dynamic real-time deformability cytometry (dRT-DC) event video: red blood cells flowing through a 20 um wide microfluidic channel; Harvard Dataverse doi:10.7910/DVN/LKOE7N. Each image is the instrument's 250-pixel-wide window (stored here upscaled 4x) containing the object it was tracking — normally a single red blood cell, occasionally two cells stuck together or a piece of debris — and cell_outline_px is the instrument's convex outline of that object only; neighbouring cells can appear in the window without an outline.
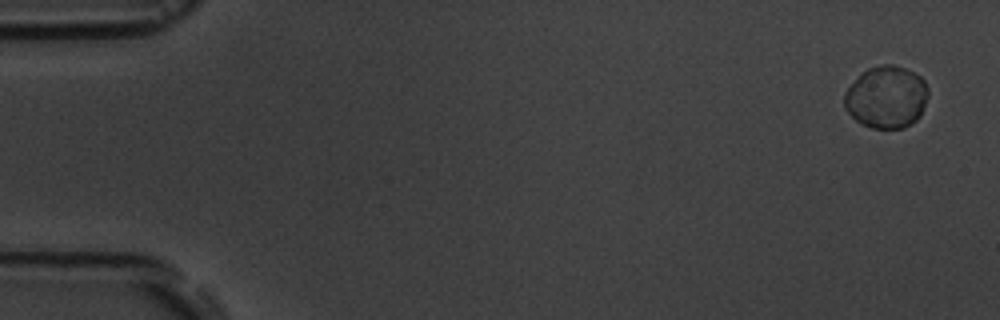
{"species": "common noctule bat (a hibernating species)", "species_latin": "Nyctalus noctula", "temperature_condition": "room temperature", "stored_images_in_passage": 4, "camera_frame_rate_fps": 3000, "um_per_image_px": 0.085, "animal": {"sex": "male", "body_mass_g": 19.5, "forearm_length_mm": 54.6}, "frame": {"image": 1, "passage_image": 1, "time_ms": 0.0, "image_size_px": [1000, 320], "cell_outline_px": [[928, 96], [920, 116], [912, 124], [904, 128], [872, 128], [860, 124], [844, 108], [844, 92], [860, 72], [868, 68], [880, 64], [892, 64], [904, 68], [920, 76], [924, 80], [928, 88]], "centroid_in_image_um": [75.33, 8.25], "position_along_channel_um": 9.7, "area_um2": 30.75}}